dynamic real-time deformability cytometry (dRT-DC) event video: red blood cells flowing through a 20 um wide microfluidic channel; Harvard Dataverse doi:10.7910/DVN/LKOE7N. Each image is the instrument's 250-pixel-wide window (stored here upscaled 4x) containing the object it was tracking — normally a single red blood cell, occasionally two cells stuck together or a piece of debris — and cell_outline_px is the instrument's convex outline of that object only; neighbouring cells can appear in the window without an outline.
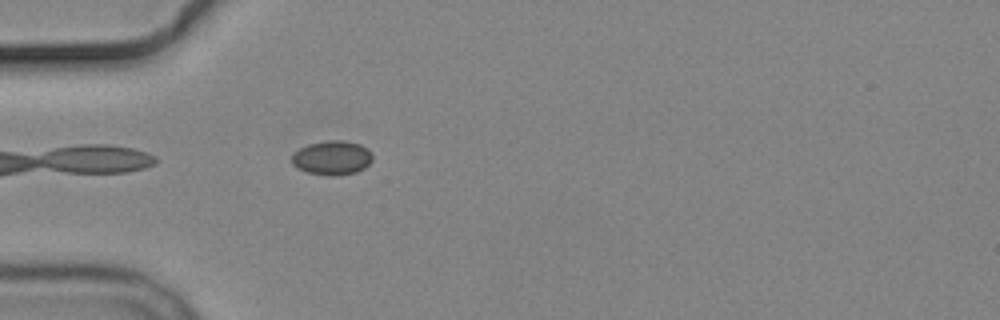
{"species": "common noctule bat (a hibernating species)", "species_latin": "Nyctalus noctula", "temperature_condition": "cold", "stored_images_in_passage": 1, "camera_frame_rate_fps": 3000, "um_per_image_px": 0.085, "animal": {"sex": "male", "body_mass_g": 19.2, "forearm_length_mm": 51.8}, "frame": {"image": 1, "passage_image": 1, "time_ms": 0.0, "image_size_px": [1000, 320], "cell_outline_px": [[372, 160], [364, 168], [356, 172], [336, 176], [332, 176], [308, 172], [292, 164], [292, 152], [308, 144], [328, 140], [344, 140], [360, 144], [372, 156]], "centroid_in_image_um": [28.2, 13.41], "position_along_channel_um": 56.8, "area_um2": 15.9}}